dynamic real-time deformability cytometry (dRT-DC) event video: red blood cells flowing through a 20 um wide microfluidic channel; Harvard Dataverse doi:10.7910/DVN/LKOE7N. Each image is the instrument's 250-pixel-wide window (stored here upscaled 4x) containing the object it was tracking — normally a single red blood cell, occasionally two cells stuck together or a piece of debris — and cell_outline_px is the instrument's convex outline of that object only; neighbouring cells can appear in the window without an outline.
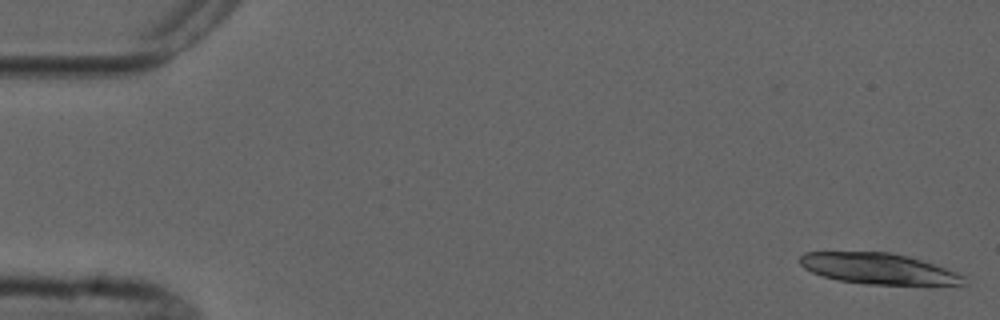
{"species": "common noctule bat (a hibernating species)", "species_latin": "Nyctalus noctula", "temperature_condition": "cold", "stored_images_in_passage": 5, "camera_frame_rate_fps": 3000, "um_per_image_px": 0.085, "animal": {"sex": "male", "forearm_length_mm": 52.5}, "frame": {"image": 1, "passage_image": 1, "time_ms": 0.0, "image_size_px": [1000, 320], "cell_outline_px": [[968, 284], [864, 284], [840, 280], [824, 276], [812, 272], [804, 268], [800, 264], [800, 256], [804, 252], [892, 252], [908, 256], [956, 272], [964, 276]], "centroid_in_image_um": [74.63, 22.83], "position_along_channel_um": 10.4, "area_um2": 29.07}}